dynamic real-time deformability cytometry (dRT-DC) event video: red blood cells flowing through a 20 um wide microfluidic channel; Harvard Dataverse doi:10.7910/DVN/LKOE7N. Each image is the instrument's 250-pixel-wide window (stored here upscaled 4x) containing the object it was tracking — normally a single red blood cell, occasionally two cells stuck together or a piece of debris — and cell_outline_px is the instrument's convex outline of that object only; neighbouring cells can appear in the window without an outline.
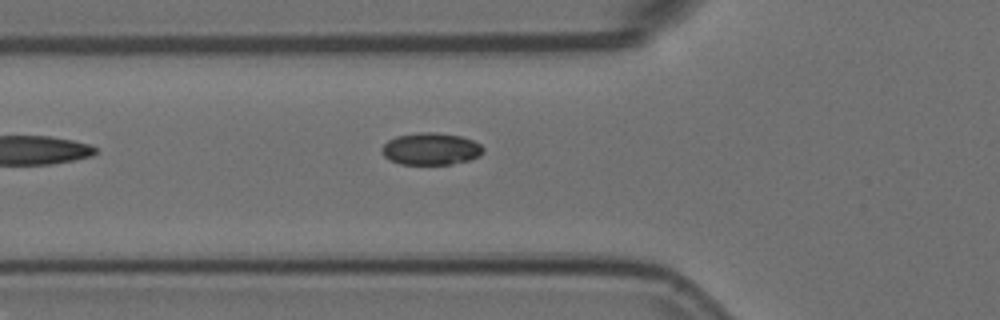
{"species": "Egyptian fruit bat (a non-hibernating species)", "species_latin": "Rousettus aegyptiacus", "temperature_condition": "room temperature", "stored_images_in_passage": 5, "camera_frame_rate_fps": 3000, "um_per_image_px": 0.085, "animal": {"sex": "female"}, "frame": {"image": 1, "passage_image": 5, "time_ms": 1.333, "image_size_px": [1000, 320], "cell_outline_px": [[484, 152], [480, 156], [468, 160], [452, 164], [400, 164], [384, 156], [380, 148], [388, 140], [396, 136], [420, 132], [436, 132], [460, 136], [472, 140], [480, 144], [484, 148]], "centroid_in_image_um": [36.63, 12.65], "position_along_channel_um": 89.2, "area_um2": 18.96}}